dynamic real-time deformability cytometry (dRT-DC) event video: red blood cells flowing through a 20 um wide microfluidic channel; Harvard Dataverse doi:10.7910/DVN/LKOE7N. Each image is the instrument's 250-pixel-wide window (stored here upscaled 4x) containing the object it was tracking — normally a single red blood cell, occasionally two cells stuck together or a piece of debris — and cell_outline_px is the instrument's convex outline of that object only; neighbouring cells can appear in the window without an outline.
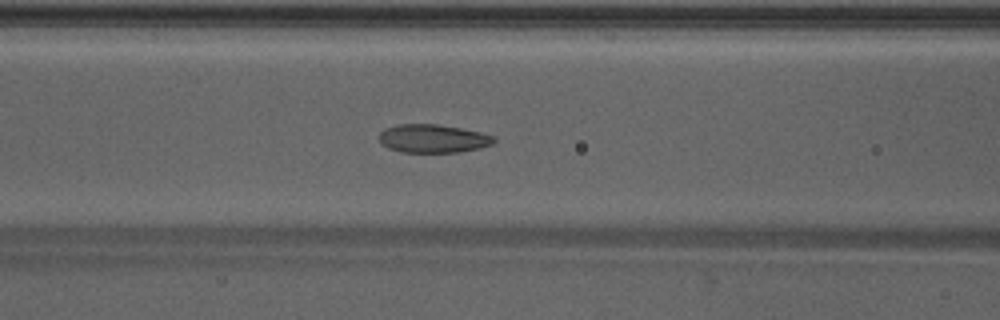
{"species": "Egyptian fruit bat (a non-hibernating species)", "species_latin": "Rousettus aegyptiacus", "temperature_condition": "warm", "stored_images_in_passage": 49, "camera_frame_rate_fps": 3000, "um_per_image_px": 0.085, "animal": {"sex": "male"}, "frame": {"image": 1, "passage_image": 20, "time_ms": 6.333, "image_size_px": [1000, 320], "cell_outline_px": [[496, 140], [492, 144], [480, 148], [460, 152], [400, 152], [388, 148], [380, 144], [380, 132], [384, 128], [400, 124], [436, 124], [460, 128], [480, 132], [492, 136]], "centroid_in_image_um": [36.77, 11.78], "position_along_channel_um": 129.8, "area_um2": 18.96}}
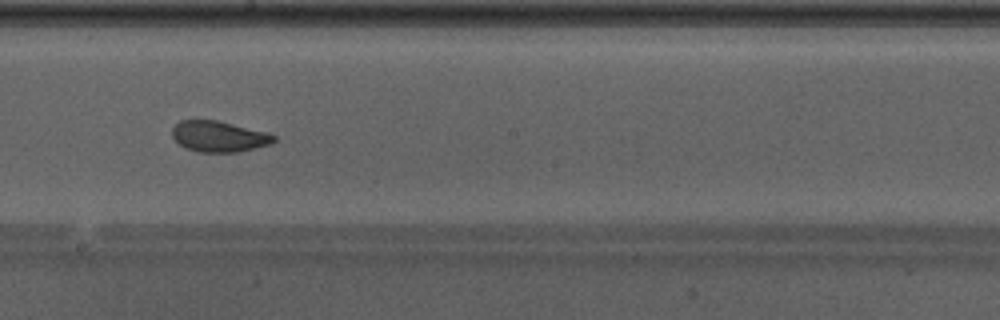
{"frame": {"image": 2, "passage_image": 27, "time_ms": 8.667, "image_size_px": [1000, 320], "cell_outline_px": [[276, 140], [272, 144], [236, 152], [196, 152], [184, 148], [172, 136], [172, 128], [180, 120], [216, 120], [268, 132], [276, 136]], "centroid_in_image_um": [18.61, 11.6], "position_along_channel_um": 229.6, "area_um2": 18.38}}
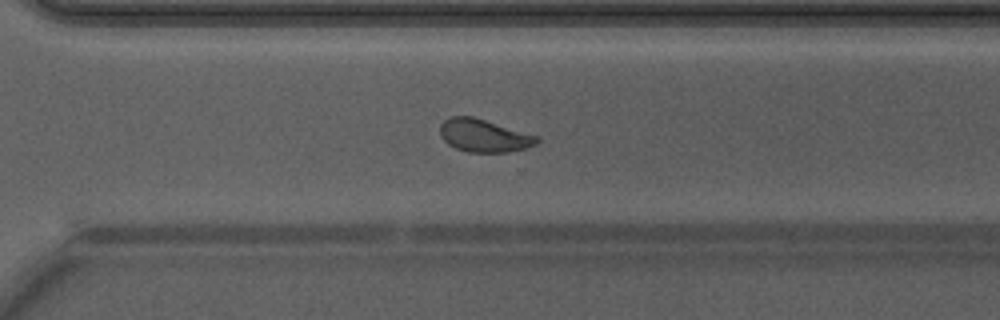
{"frame": {"image": 3, "passage_image": 34, "time_ms": 11.0, "image_size_px": [1000, 320], "cell_outline_px": [[540, 140], [536, 144], [528, 148], [508, 152], [468, 152], [456, 148], [448, 144], [440, 136], [440, 124], [444, 120], [452, 116], [472, 116], [540, 136]], "centroid_in_image_um": [41.16, 11.53], "position_along_channel_um": 329.4, "area_um2": 18.67}, "authors_computed_cell_mechanics": {"area_um2": 19.4786, "velocity_mm_per_s": 4.2857, "shape_relaxation_time_tau1_ms": 4.3243, "shape_relaxation_time_tau2_ms": 1.2343, "deformation_change_tau1": 0.1504, "deformation_change_tau2": 0.0583}}